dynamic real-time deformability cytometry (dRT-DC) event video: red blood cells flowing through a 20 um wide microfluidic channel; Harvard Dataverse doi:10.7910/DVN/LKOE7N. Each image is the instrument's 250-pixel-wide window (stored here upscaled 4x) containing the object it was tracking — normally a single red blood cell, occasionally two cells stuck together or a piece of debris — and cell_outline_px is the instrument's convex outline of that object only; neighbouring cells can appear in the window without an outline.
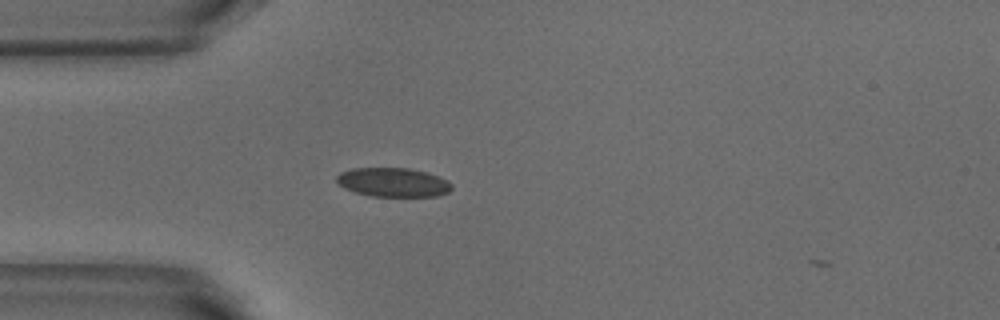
{"species": "common noctule bat (a hibernating species)", "species_latin": "Nyctalus noctula", "temperature_condition": "warm", "stored_images_in_passage": 2, "camera_frame_rate_fps": 3000, "um_per_image_px": 0.085, "animal": {"sex": "male", "body_mass_g": 18.8}, "frame": {"image": 1, "passage_image": 2, "time_ms": 0.333, "image_size_px": [1000, 320], "cell_outline_px": [[452, 188], [448, 192], [436, 196], [372, 196], [356, 192], [344, 188], [336, 180], [336, 176], [340, 172], [352, 168], [408, 168], [428, 172], [448, 180], [452, 184]], "centroid_in_image_um": [33.43, 15.49], "position_along_channel_um": 51.6, "area_um2": 19.48}}